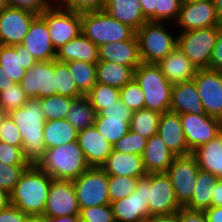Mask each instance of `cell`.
Wrapping results in <instances>:
<instances>
[{
  "label": "cell",
  "mask_w": 222,
  "mask_h": 222,
  "mask_svg": "<svg viewBox=\"0 0 222 222\" xmlns=\"http://www.w3.org/2000/svg\"><path fill=\"white\" fill-rule=\"evenodd\" d=\"M157 65L172 85L193 80L198 71L178 46L160 60Z\"/></svg>",
  "instance_id": "d4e9b609"
},
{
  "label": "cell",
  "mask_w": 222,
  "mask_h": 222,
  "mask_svg": "<svg viewBox=\"0 0 222 222\" xmlns=\"http://www.w3.org/2000/svg\"><path fill=\"white\" fill-rule=\"evenodd\" d=\"M30 218L11 204L0 211V222H27Z\"/></svg>",
  "instance_id": "f5cc1de1"
},
{
  "label": "cell",
  "mask_w": 222,
  "mask_h": 222,
  "mask_svg": "<svg viewBox=\"0 0 222 222\" xmlns=\"http://www.w3.org/2000/svg\"><path fill=\"white\" fill-rule=\"evenodd\" d=\"M134 71L132 67L98 61L96 65L97 83L121 89L134 78Z\"/></svg>",
  "instance_id": "d6a6232c"
},
{
  "label": "cell",
  "mask_w": 222,
  "mask_h": 222,
  "mask_svg": "<svg viewBox=\"0 0 222 222\" xmlns=\"http://www.w3.org/2000/svg\"><path fill=\"white\" fill-rule=\"evenodd\" d=\"M106 0H52V5L58 9L85 14L104 10Z\"/></svg>",
  "instance_id": "b9f144b4"
},
{
  "label": "cell",
  "mask_w": 222,
  "mask_h": 222,
  "mask_svg": "<svg viewBox=\"0 0 222 222\" xmlns=\"http://www.w3.org/2000/svg\"><path fill=\"white\" fill-rule=\"evenodd\" d=\"M10 204V194L0 188V211L7 208Z\"/></svg>",
  "instance_id": "be15d7a7"
},
{
  "label": "cell",
  "mask_w": 222,
  "mask_h": 222,
  "mask_svg": "<svg viewBox=\"0 0 222 222\" xmlns=\"http://www.w3.org/2000/svg\"><path fill=\"white\" fill-rule=\"evenodd\" d=\"M55 95L79 98L84 94L77 88L69 67L66 63L54 60Z\"/></svg>",
  "instance_id": "74e56055"
},
{
  "label": "cell",
  "mask_w": 222,
  "mask_h": 222,
  "mask_svg": "<svg viewBox=\"0 0 222 222\" xmlns=\"http://www.w3.org/2000/svg\"><path fill=\"white\" fill-rule=\"evenodd\" d=\"M147 140V138L129 130L127 134L115 143L113 150L141 156L147 144Z\"/></svg>",
  "instance_id": "f6af8a7d"
},
{
  "label": "cell",
  "mask_w": 222,
  "mask_h": 222,
  "mask_svg": "<svg viewBox=\"0 0 222 222\" xmlns=\"http://www.w3.org/2000/svg\"><path fill=\"white\" fill-rule=\"evenodd\" d=\"M80 210L82 208L110 204L108 174L100 167H89L73 180Z\"/></svg>",
  "instance_id": "9c48e42d"
},
{
  "label": "cell",
  "mask_w": 222,
  "mask_h": 222,
  "mask_svg": "<svg viewBox=\"0 0 222 222\" xmlns=\"http://www.w3.org/2000/svg\"><path fill=\"white\" fill-rule=\"evenodd\" d=\"M133 111L121 99L105 108L96 116L93 125L100 135L112 146L130 130V120Z\"/></svg>",
  "instance_id": "7c38bea8"
},
{
  "label": "cell",
  "mask_w": 222,
  "mask_h": 222,
  "mask_svg": "<svg viewBox=\"0 0 222 222\" xmlns=\"http://www.w3.org/2000/svg\"><path fill=\"white\" fill-rule=\"evenodd\" d=\"M144 17L151 22H155V8L157 0H140Z\"/></svg>",
  "instance_id": "9f6ffc18"
},
{
  "label": "cell",
  "mask_w": 222,
  "mask_h": 222,
  "mask_svg": "<svg viewBox=\"0 0 222 222\" xmlns=\"http://www.w3.org/2000/svg\"><path fill=\"white\" fill-rule=\"evenodd\" d=\"M36 165L53 179L67 181L75 180L90 167L78 140L46 149Z\"/></svg>",
  "instance_id": "3957f363"
},
{
  "label": "cell",
  "mask_w": 222,
  "mask_h": 222,
  "mask_svg": "<svg viewBox=\"0 0 222 222\" xmlns=\"http://www.w3.org/2000/svg\"><path fill=\"white\" fill-rule=\"evenodd\" d=\"M179 222H208L203 211H192L186 208L179 210Z\"/></svg>",
  "instance_id": "11a10c76"
},
{
  "label": "cell",
  "mask_w": 222,
  "mask_h": 222,
  "mask_svg": "<svg viewBox=\"0 0 222 222\" xmlns=\"http://www.w3.org/2000/svg\"><path fill=\"white\" fill-rule=\"evenodd\" d=\"M29 165H7L0 162V188L10 193Z\"/></svg>",
  "instance_id": "7dc6e473"
},
{
  "label": "cell",
  "mask_w": 222,
  "mask_h": 222,
  "mask_svg": "<svg viewBox=\"0 0 222 222\" xmlns=\"http://www.w3.org/2000/svg\"><path fill=\"white\" fill-rule=\"evenodd\" d=\"M203 212L208 222H222V206H211Z\"/></svg>",
  "instance_id": "6f0895ef"
},
{
  "label": "cell",
  "mask_w": 222,
  "mask_h": 222,
  "mask_svg": "<svg viewBox=\"0 0 222 222\" xmlns=\"http://www.w3.org/2000/svg\"><path fill=\"white\" fill-rule=\"evenodd\" d=\"M66 64L73 75L77 88L86 95L97 83V63L74 60Z\"/></svg>",
  "instance_id": "8d00e7d4"
},
{
  "label": "cell",
  "mask_w": 222,
  "mask_h": 222,
  "mask_svg": "<svg viewBox=\"0 0 222 222\" xmlns=\"http://www.w3.org/2000/svg\"><path fill=\"white\" fill-rule=\"evenodd\" d=\"M183 0H157L155 22H169L172 26L178 19Z\"/></svg>",
  "instance_id": "bcb514c9"
},
{
  "label": "cell",
  "mask_w": 222,
  "mask_h": 222,
  "mask_svg": "<svg viewBox=\"0 0 222 222\" xmlns=\"http://www.w3.org/2000/svg\"><path fill=\"white\" fill-rule=\"evenodd\" d=\"M141 156L146 174L166 173L176 157L158 134L147 140Z\"/></svg>",
  "instance_id": "484cf974"
},
{
  "label": "cell",
  "mask_w": 222,
  "mask_h": 222,
  "mask_svg": "<svg viewBox=\"0 0 222 222\" xmlns=\"http://www.w3.org/2000/svg\"><path fill=\"white\" fill-rule=\"evenodd\" d=\"M36 61H52L56 58V50L53 47L47 23L40 15L36 16L21 43Z\"/></svg>",
  "instance_id": "ffe728a7"
},
{
  "label": "cell",
  "mask_w": 222,
  "mask_h": 222,
  "mask_svg": "<svg viewBox=\"0 0 222 222\" xmlns=\"http://www.w3.org/2000/svg\"><path fill=\"white\" fill-rule=\"evenodd\" d=\"M77 140L90 167H101L113 151V146L94 126L78 131Z\"/></svg>",
  "instance_id": "603a6c76"
},
{
  "label": "cell",
  "mask_w": 222,
  "mask_h": 222,
  "mask_svg": "<svg viewBox=\"0 0 222 222\" xmlns=\"http://www.w3.org/2000/svg\"><path fill=\"white\" fill-rule=\"evenodd\" d=\"M201 170L215 174L222 180V134L192 152Z\"/></svg>",
  "instance_id": "4dcf8cb0"
},
{
  "label": "cell",
  "mask_w": 222,
  "mask_h": 222,
  "mask_svg": "<svg viewBox=\"0 0 222 222\" xmlns=\"http://www.w3.org/2000/svg\"><path fill=\"white\" fill-rule=\"evenodd\" d=\"M53 178L36 164H30L10 194V203L31 218L44 214Z\"/></svg>",
  "instance_id": "6da1fadb"
},
{
  "label": "cell",
  "mask_w": 222,
  "mask_h": 222,
  "mask_svg": "<svg viewBox=\"0 0 222 222\" xmlns=\"http://www.w3.org/2000/svg\"><path fill=\"white\" fill-rule=\"evenodd\" d=\"M73 98L60 95L40 99L46 121L66 119Z\"/></svg>",
  "instance_id": "ab89813d"
},
{
  "label": "cell",
  "mask_w": 222,
  "mask_h": 222,
  "mask_svg": "<svg viewBox=\"0 0 222 222\" xmlns=\"http://www.w3.org/2000/svg\"><path fill=\"white\" fill-rule=\"evenodd\" d=\"M193 80L205 113L222 121V72L198 69Z\"/></svg>",
  "instance_id": "4fadbf2b"
},
{
  "label": "cell",
  "mask_w": 222,
  "mask_h": 222,
  "mask_svg": "<svg viewBox=\"0 0 222 222\" xmlns=\"http://www.w3.org/2000/svg\"><path fill=\"white\" fill-rule=\"evenodd\" d=\"M110 204L115 222H145L150 214L144 195V177L138 179L133 193Z\"/></svg>",
  "instance_id": "d6986e66"
},
{
  "label": "cell",
  "mask_w": 222,
  "mask_h": 222,
  "mask_svg": "<svg viewBox=\"0 0 222 222\" xmlns=\"http://www.w3.org/2000/svg\"><path fill=\"white\" fill-rule=\"evenodd\" d=\"M15 83L7 77L5 71L0 66V92L8 89L10 86L14 85Z\"/></svg>",
  "instance_id": "6125c7cd"
},
{
  "label": "cell",
  "mask_w": 222,
  "mask_h": 222,
  "mask_svg": "<svg viewBox=\"0 0 222 222\" xmlns=\"http://www.w3.org/2000/svg\"><path fill=\"white\" fill-rule=\"evenodd\" d=\"M81 19L82 34L98 47L109 42L129 40L136 34L133 28L113 18L105 9L81 14Z\"/></svg>",
  "instance_id": "8992f818"
},
{
  "label": "cell",
  "mask_w": 222,
  "mask_h": 222,
  "mask_svg": "<svg viewBox=\"0 0 222 222\" xmlns=\"http://www.w3.org/2000/svg\"><path fill=\"white\" fill-rule=\"evenodd\" d=\"M134 78L144 93L145 108L163 114L170 111L173 85L154 63H141Z\"/></svg>",
  "instance_id": "277c9868"
},
{
  "label": "cell",
  "mask_w": 222,
  "mask_h": 222,
  "mask_svg": "<svg viewBox=\"0 0 222 222\" xmlns=\"http://www.w3.org/2000/svg\"><path fill=\"white\" fill-rule=\"evenodd\" d=\"M79 217L80 222H115L111 204L82 208Z\"/></svg>",
  "instance_id": "c3c4849f"
},
{
  "label": "cell",
  "mask_w": 222,
  "mask_h": 222,
  "mask_svg": "<svg viewBox=\"0 0 222 222\" xmlns=\"http://www.w3.org/2000/svg\"><path fill=\"white\" fill-rule=\"evenodd\" d=\"M40 222H80L79 216H60L54 218L40 217Z\"/></svg>",
  "instance_id": "94428289"
},
{
  "label": "cell",
  "mask_w": 222,
  "mask_h": 222,
  "mask_svg": "<svg viewBox=\"0 0 222 222\" xmlns=\"http://www.w3.org/2000/svg\"><path fill=\"white\" fill-rule=\"evenodd\" d=\"M78 131L66 120L46 121L44 126V142L46 149L77 141Z\"/></svg>",
  "instance_id": "836d02e7"
},
{
  "label": "cell",
  "mask_w": 222,
  "mask_h": 222,
  "mask_svg": "<svg viewBox=\"0 0 222 222\" xmlns=\"http://www.w3.org/2000/svg\"><path fill=\"white\" fill-rule=\"evenodd\" d=\"M96 110L86 95L75 98L66 116V120L77 130L93 127L96 121Z\"/></svg>",
  "instance_id": "e575fe53"
},
{
  "label": "cell",
  "mask_w": 222,
  "mask_h": 222,
  "mask_svg": "<svg viewBox=\"0 0 222 222\" xmlns=\"http://www.w3.org/2000/svg\"><path fill=\"white\" fill-rule=\"evenodd\" d=\"M169 22L144 23L137 31L140 58L143 63L157 64L177 46V35L169 33Z\"/></svg>",
  "instance_id": "5b68a950"
},
{
  "label": "cell",
  "mask_w": 222,
  "mask_h": 222,
  "mask_svg": "<svg viewBox=\"0 0 222 222\" xmlns=\"http://www.w3.org/2000/svg\"><path fill=\"white\" fill-rule=\"evenodd\" d=\"M218 180L215 174L199 169L191 201L184 208L192 211H204L210 208L212 194Z\"/></svg>",
  "instance_id": "1f68e13d"
},
{
  "label": "cell",
  "mask_w": 222,
  "mask_h": 222,
  "mask_svg": "<svg viewBox=\"0 0 222 222\" xmlns=\"http://www.w3.org/2000/svg\"><path fill=\"white\" fill-rule=\"evenodd\" d=\"M8 115L21 133L24 158L29 164H37L46 151L44 142L46 119L40 99H28L22 107Z\"/></svg>",
  "instance_id": "7a4b0ae2"
},
{
  "label": "cell",
  "mask_w": 222,
  "mask_h": 222,
  "mask_svg": "<svg viewBox=\"0 0 222 222\" xmlns=\"http://www.w3.org/2000/svg\"><path fill=\"white\" fill-rule=\"evenodd\" d=\"M211 206H222V180H218L212 194Z\"/></svg>",
  "instance_id": "91938a15"
},
{
  "label": "cell",
  "mask_w": 222,
  "mask_h": 222,
  "mask_svg": "<svg viewBox=\"0 0 222 222\" xmlns=\"http://www.w3.org/2000/svg\"><path fill=\"white\" fill-rule=\"evenodd\" d=\"M157 134L176 156L192 153L187 147L186 138L178 113L168 111L161 114Z\"/></svg>",
  "instance_id": "cb8c5ba5"
},
{
  "label": "cell",
  "mask_w": 222,
  "mask_h": 222,
  "mask_svg": "<svg viewBox=\"0 0 222 222\" xmlns=\"http://www.w3.org/2000/svg\"><path fill=\"white\" fill-rule=\"evenodd\" d=\"M8 7L21 9L40 16L52 5V0H6Z\"/></svg>",
  "instance_id": "816d5d0a"
},
{
  "label": "cell",
  "mask_w": 222,
  "mask_h": 222,
  "mask_svg": "<svg viewBox=\"0 0 222 222\" xmlns=\"http://www.w3.org/2000/svg\"><path fill=\"white\" fill-rule=\"evenodd\" d=\"M220 26L177 33V46L197 69H210Z\"/></svg>",
  "instance_id": "52a82bcc"
},
{
  "label": "cell",
  "mask_w": 222,
  "mask_h": 222,
  "mask_svg": "<svg viewBox=\"0 0 222 222\" xmlns=\"http://www.w3.org/2000/svg\"><path fill=\"white\" fill-rule=\"evenodd\" d=\"M20 85L28 99L55 95L54 60L37 61L26 71Z\"/></svg>",
  "instance_id": "e0dca14e"
},
{
  "label": "cell",
  "mask_w": 222,
  "mask_h": 222,
  "mask_svg": "<svg viewBox=\"0 0 222 222\" xmlns=\"http://www.w3.org/2000/svg\"><path fill=\"white\" fill-rule=\"evenodd\" d=\"M41 16L47 23L49 35L55 50L82 33L81 14L58 9L51 5Z\"/></svg>",
  "instance_id": "8fae6325"
},
{
  "label": "cell",
  "mask_w": 222,
  "mask_h": 222,
  "mask_svg": "<svg viewBox=\"0 0 222 222\" xmlns=\"http://www.w3.org/2000/svg\"><path fill=\"white\" fill-rule=\"evenodd\" d=\"M80 216L73 181L53 179L42 217Z\"/></svg>",
  "instance_id": "2e32d148"
},
{
  "label": "cell",
  "mask_w": 222,
  "mask_h": 222,
  "mask_svg": "<svg viewBox=\"0 0 222 222\" xmlns=\"http://www.w3.org/2000/svg\"><path fill=\"white\" fill-rule=\"evenodd\" d=\"M36 62L33 55L23 45L0 44V66L14 83L20 84L26 71Z\"/></svg>",
  "instance_id": "44dd1931"
},
{
  "label": "cell",
  "mask_w": 222,
  "mask_h": 222,
  "mask_svg": "<svg viewBox=\"0 0 222 222\" xmlns=\"http://www.w3.org/2000/svg\"><path fill=\"white\" fill-rule=\"evenodd\" d=\"M7 115L8 114L0 108V129H1V125H2L3 120Z\"/></svg>",
  "instance_id": "03108f58"
},
{
  "label": "cell",
  "mask_w": 222,
  "mask_h": 222,
  "mask_svg": "<svg viewBox=\"0 0 222 222\" xmlns=\"http://www.w3.org/2000/svg\"><path fill=\"white\" fill-rule=\"evenodd\" d=\"M120 99L132 111L145 108L144 93L135 78L120 89Z\"/></svg>",
  "instance_id": "ee69618b"
},
{
  "label": "cell",
  "mask_w": 222,
  "mask_h": 222,
  "mask_svg": "<svg viewBox=\"0 0 222 222\" xmlns=\"http://www.w3.org/2000/svg\"><path fill=\"white\" fill-rule=\"evenodd\" d=\"M99 61L112 62L132 67L135 70L142 63L136 34L129 40L101 45L99 47Z\"/></svg>",
  "instance_id": "7402d4cb"
},
{
  "label": "cell",
  "mask_w": 222,
  "mask_h": 222,
  "mask_svg": "<svg viewBox=\"0 0 222 222\" xmlns=\"http://www.w3.org/2000/svg\"><path fill=\"white\" fill-rule=\"evenodd\" d=\"M188 149L193 152L199 146L220 134L222 121L209 115L179 114Z\"/></svg>",
  "instance_id": "5bb4252c"
},
{
  "label": "cell",
  "mask_w": 222,
  "mask_h": 222,
  "mask_svg": "<svg viewBox=\"0 0 222 222\" xmlns=\"http://www.w3.org/2000/svg\"><path fill=\"white\" fill-rule=\"evenodd\" d=\"M86 96L90 100L92 107L96 110V113L99 114L120 99V89L96 83Z\"/></svg>",
  "instance_id": "f35d334b"
},
{
  "label": "cell",
  "mask_w": 222,
  "mask_h": 222,
  "mask_svg": "<svg viewBox=\"0 0 222 222\" xmlns=\"http://www.w3.org/2000/svg\"><path fill=\"white\" fill-rule=\"evenodd\" d=\"M36 17L33 13L6 7L0 12V44L20 45Z\"/></svg>",
  "instance_id": "ac0fdd59"
},
{
  "label": "cell",
  "mask_w": 222,
  "mask_h": 222,
  "mask_svg": "<svg viewBox=\"0 0 222 222\" xmlns=\"http://www.w3.org/2000/svg\"><path fill=\"white\" fill-rule=\"evenodd\" d=\"M161 114L146 108L133 111L130 120V130L134 133L149 139L158 133Z\"/></svg>",
  "instance_id": "d590c367"
},
{
  "label": "cell",
  "mask_w": 222,
  "mask_h": 222,
  "mask_svg": "<svg viewBox=\"0 0 222 222\" xmlns=\"http://www.w3.org/2000/svg\"><path fill=\"white\" fill-rule=\"evenodd\" d=\"M8 7L7 1L6 0H0V12Z\"/></svg>",
  "instance_id": "003e7915"
},
{
  "label": "cell",
  "mask_w": 222,
  "mask_h": 222,
  "mask_svg": "<svg viewBox=\"0 0 222 222\" xmlns=\"http://www.w3.org/2000/svg\"><path fill=\"white\" fill-rule=\"evenodd\" d=\"M144 195L148 201L150 216L168 215L178 212V204L170 177L166 173L144 176Z\"/></svg>",
  "instance_id": "ba28073f"
},
{
  "label": "cell",
  "mask_w": 222,
  "mask_h": 222,
  "mask_svg": "<svg viewBox=\"0 0 222 222\" xmlns=\"http://www.w3.org/2000/svg\"><path fill=\"white\" fill-rule=\"evenodd\" d=\"M55 60L62 63L74 60L97 63L99 47L81 33L56 50Z\"/></svg>",
  "instance_id": "83f0119b"
},
{
  "label": "cell",
  "mask_w": 222,
  "mask_h": 222,
  "mask_svg": "<svg viewBox=\"0 0 222 222\" xmlns=\"http://www.w3.org/2000/svg\"><path fill=\"white\" fill-rule=\"evenodd\" d=\"M108 175L142 178L146 176L142 156L112 151L100 167Z\"/></svg>",
  "instance_id": "f1b7e54d"
},
{
  "label": "cell",
  "mask_w": 222,
  "mask_h": 222,
  "mask_svg": "<svg viewBox=\"0 0 222 222\" xmlns=\"http://www.w3.org/2000/svg\"><path fill=\"white\" fill-rule=\"evenodd\" d=\"M0 162L7 165H30L23 156L22 147L0 141Z\"/></svg>",
  "instance_id": "f907efd6"
},
{
  "label": "cell",
  "mask_w": 222,
  "mask_h": 222,
  "mask_svg": "<svg viewBox=\"0 0 222 222\" xmlns=\"http://www.w3.org/2000/svg\"><path fill=\"white\" fill-rule=\"evenodd\" d=\"M183 1H193V2H198V1H213V0H183Z\"/></svg>",
  "instance_id": "89a4df30"
},
{
  "label": "cell",
  "mask_w": 222,
  "mask_h": 222,
  "mask_svg": "<svg viewBox=\"0 0 222 222\" xmlns=\"http://www.w3.org/2000/svg\"><path fill=\"white\" fill-rule=\"evenodd\" d=\"M105 11L121 23L137 31L148 20L144 17L140 0H106Z\"/></svg>",
  "instance_id": "f546056e"
},
{
  "label": "cell",
  "mask_w": 222,
  "mask_h": 222,
  "mask_svg": "<svg viewBox=\"0 0 222 222\" xmlns=\"http://www.w3.org/2000/svg\"><path fill=\"white\" fill-rule=\"evenodd\" d=\"M138 179L130 176L108 175L110 202L117 201L133 193L136 190Z\"/></svg>",
  "instance_id": "60d3db41"
},
{
  "label": "cell",
  "mask_w": 222,
  "mask_h": 222,
  "mask_svg": "<svg viewBox=\"0 0 222 222\" xmlns=\"http://www.w3.org/2000/svg\"><path fill=\"white\" fill-rule=\"evenodd\" d=\"M27 222H40V218H30Z\"/></svg>",
  "instance_id": "a7ac6f4b"
},
{
  "label": "cell",
  "mask_w": 222,
  "mask_h": 222,
  "mask_svg": "<svg viewBox=\"0 0 222 222\" xmlns=\"http://www.w3.org/2000/svg\"><path fill=\"white\" fill-rule=\"evenodd\" d=\"M170 111L178 114L207 115L194 80L173 85Z\"/></svg>",
  "instance_id": "4316f807"
},
{
  "label": "cell",
  "mask_w": 222,
  "mask_h": 222,
  "mask_svg": "<svg viewBox=\"0 0 222 222\" xmlns=\"http://www.w3.org/2000/svg\"><path fill=\"white\" fill-rule=\"evenodd\" d=\"M210 69L222 72V25L210 59Z\"/></svg>",
  "instance_id": "db71d44e"
},
{
  "label": "cell",
  "mask_w": 222,
  "mask_h": 222,
  "mask_svg": "<svg viewBox=\"0 0 222 222\" xmlns=\"http://www.w3.org/2000/svg\"><path fill=\"white\" fill-rule=\"evenodd\" d=\"M27 100L28 97L18 83L0 92V108L7 114L22 107Z\"/></svg>",
  "instance_id": "7bdbcfd3"
},
{
  "label": "cell",
  "mask_w": 222,
  "mask_h": 222,
  "mask_svg": "<svg viewBox=\"0 0 222 222\" xmlns=\"http://www.w3.org/2000/svg\"><path fill=\"white\" fill-rule=\"evenodd\" d=\"M0 141L16 147H22L21 133L9 115L2 122Z\"/></svg>",
  "instance_id": "681fc988"
},
{
  "label": "cell",
  "mask_w": 222,
  "mask_h": 222,
  "mask_svg": "<svg viewBox=\"0 0 222 222\" xmlns=\"http://www.w3.org/2000/svg\"><path fill=\"white\" fill-rule=\"evenodd\" d=\"M145 222H179V211L168 215L150 216Z\"/></svg>",
  "instance_id": "680465c9"
},
{
  "label": "cell",
  "mask_w": 222,
  "mask_h": 222,
  "mask_svg": "<svg viewBox=\"0 0 222 222\" xmlns=\"http://www.w3.org/2000/svg\"><path fill=\"white\" fill-rule=\"evenodd\" d=\"M179 32L221 26L213 1H183L177 21Z\"/></svg>",
  "instance_id": "9a60e30c"
},
{
  "label": "cell",
  "mask_w": 222,
  "mask_h": 222,
  "mask_svg": "<svg viewBox=\"0 0 222 222\" xmlns=\"http://www.w3.org/2000/svg\"><path fill=\"white\" fill-rule=\"evenodd\" d=\"M216 13L220 24L222 25V0H213Z\"/></svg>",
  "instance_id": "e7e4bbea"
},
{
  "label": "cell",
  "mask_w": 222,
  "mask_h": 222,
  "mask_svg": "<svg viewBox=\"0 0 222 222\" xmlns=\"http://www.w3.org/2000/svg\"><path fill=\"white\" fill-rule=\"evenodd\" d=\"M199 169L197 159L191 153L176 156L166 171L173 185L176 200L182 208L191 201Z\"/></svg>",
  "instance_id": "30bf717a"
}]
</instances>
